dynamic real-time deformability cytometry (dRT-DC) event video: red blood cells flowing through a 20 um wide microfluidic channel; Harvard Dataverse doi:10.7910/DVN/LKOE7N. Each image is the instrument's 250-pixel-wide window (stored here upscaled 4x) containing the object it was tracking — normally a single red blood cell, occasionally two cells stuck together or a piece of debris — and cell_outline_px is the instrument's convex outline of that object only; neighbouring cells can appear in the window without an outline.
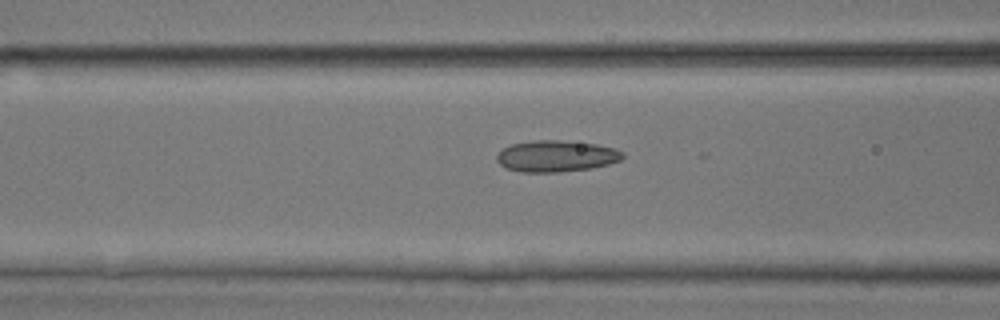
{"species": "common noctule bat (a hibernating species)", "species_latin": "Nyctalus noctula", "temperature_condition": "room temperature", "stored_images_in_passage": 21, "camera_frame_rate_fps": 3000, "um_per_image_px": 0.085, "animal": {"sex": "male", "body_mass_g": 17.9, "forearm_length_mm": 54.2}, "frame": {"image": 1, "passage_image": 12, "time_ms": 3.667, "image_size_px": [1000, 320], "cell_outline_px": [[624, 156], [620, 160], [608, 164], [592, 168], [560, 172], [520, 172], [504, 168], [496, 160], [496, 156], [504, 148], [512, 144], [536, 140], [560, 140], [596, 144], [616, 148], [624, 152]], "centroid_in_image_um": [47.29, 13.27], "position_along_channel_um": 119.3, "area_um2": 23.12}}